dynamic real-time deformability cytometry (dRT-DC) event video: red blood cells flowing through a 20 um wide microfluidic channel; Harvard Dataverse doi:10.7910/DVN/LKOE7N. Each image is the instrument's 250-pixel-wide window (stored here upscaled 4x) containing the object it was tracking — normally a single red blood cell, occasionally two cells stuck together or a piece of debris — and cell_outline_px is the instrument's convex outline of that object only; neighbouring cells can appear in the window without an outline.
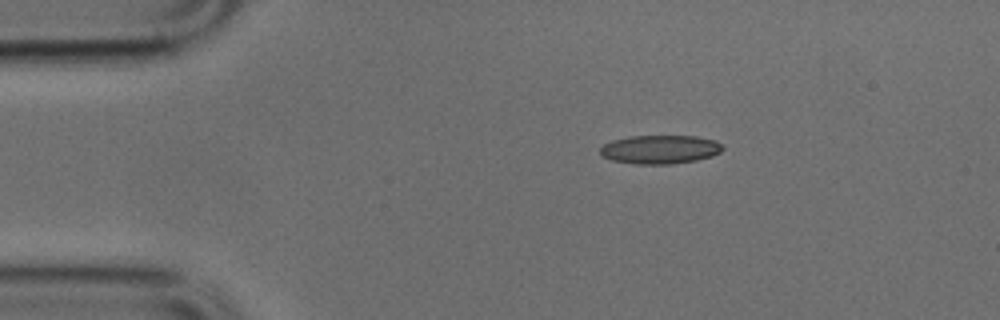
{"species": "common noctule bat (a hibernating species)", "species_latin": "Nyctalus noctula", "temperature_condition": "cold", "stored_images_in_passage": 7, "camera_frame_rate_fps": 3000, "um_per_image_px": 0.085, "animal": {"sex": "male", "body_mass_g": 17.9, "forearm_length_mm": 54.2}, "frame": {"image": 1, "passage_image": 1, "time_ms": 0.0, "image_size_px": [1000, 320], "cell_outline_px": [[724, 148], [720, 152], [712, 156], [696, 160], [672, 164], [636, 164], [612, 160], [600, 156], [600, 148], [604, 144], [612, 140], [628, 136], [696, 136], [716, 140]], "centroid_in_image_um": [56.09, 12.7], "position_along_channel_um": 28.9, "area_um2": 20.58}}